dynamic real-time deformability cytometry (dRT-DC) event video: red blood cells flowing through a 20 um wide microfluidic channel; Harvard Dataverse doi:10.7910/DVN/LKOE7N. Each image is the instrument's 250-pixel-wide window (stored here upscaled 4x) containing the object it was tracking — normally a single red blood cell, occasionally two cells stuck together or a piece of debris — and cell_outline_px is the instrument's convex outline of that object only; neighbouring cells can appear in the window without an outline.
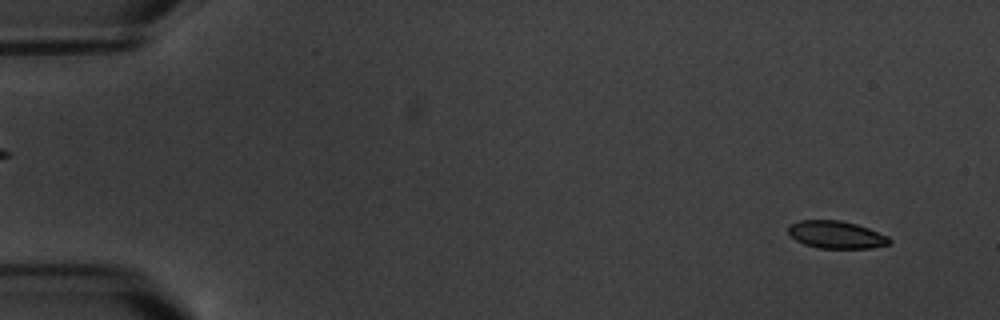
{"species": "common noctule bat (a hibernating species)", "species_latin": "Nyctalus noctula", "temperature_condition": "warm", "stored_images_in_passage": 4, "camera_frame_rate_fps": 3000, "um_per_image_px": 0.085, "animal": {"sex": "male", "body_mass_g": 20.1, "forearm_length_mm": 53.5}, "frame": {"image": 1, "passage_image": 1, "time_ms": 0.0, "image_size_px": [1000, 320], "cell_outline_px": [[892, 240], [888, 244], [872, 248], [820, 248], [804, 244], [796, 240], [788, 232], [788, 224], [800, 220], [840, 220], [856, 224], [868, 228], [888, 236]], "centroid_in_image_um": [71.07, 19.94], "position_along_channel_um": 13.9, "area_um2": 16.18}}
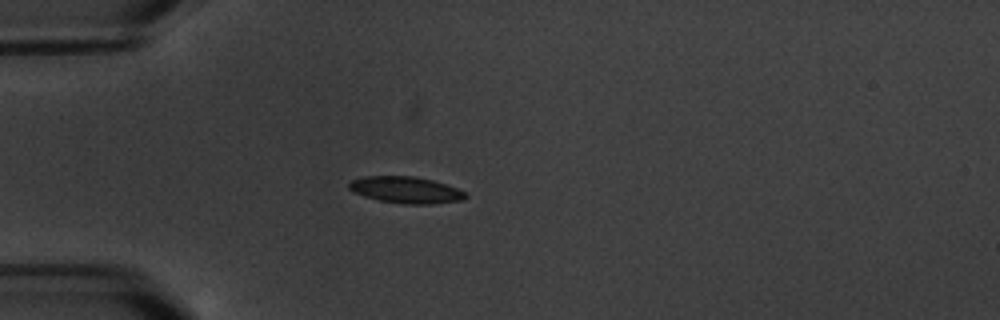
{"frame": {"image": 2, "passage_image": 4, "time_ms": 4.333, "image_size_px": [1000, 320], "cell_outline_px": [[468, 196], [460, 200], [432, 204], [404, 204], [380, 200], [364, 196], [352, 192], [348, 188], [348, 184], [352, 180], [364, 176], [416, 176], [432, 180], [468, 192]], "centroid_in_image_um": [34.49, 16.14], "position_along_channel_um": 50.5, "area_um2": 18.03}}